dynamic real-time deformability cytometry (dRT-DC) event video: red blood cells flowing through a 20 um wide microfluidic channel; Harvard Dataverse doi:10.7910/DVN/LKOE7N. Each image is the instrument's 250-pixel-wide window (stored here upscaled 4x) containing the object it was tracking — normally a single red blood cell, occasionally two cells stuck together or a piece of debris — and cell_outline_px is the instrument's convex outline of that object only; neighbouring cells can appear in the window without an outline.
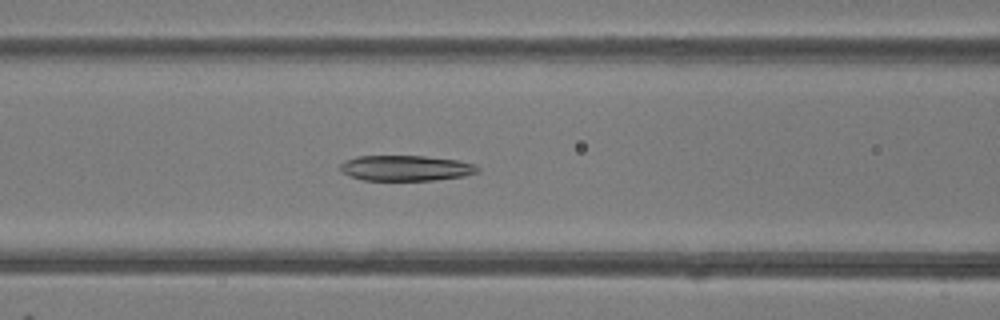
{"species": "common noctule bat (a hibernating species)", "species_latin": "Nyctalus noctula", "temperature_condition": "room temperature", "stored_images_in_passage": 39, "camera_frame_rate_fps": 3000, "um_per_image_px": 0.085, "animal": {"sex": "female"}, "frame": {"image": 1, "passage_image": 11, "time_ms": 3.333, "image_size_px": [1000, 320], "cell_outline_px": [[480, 172], [464, 176], [436, 180], [364, 180], [340, 172], [340, 164], [344, 160], [356, 156], [424, 156], [460, 160], [476, 164], [480, 168]], "centroid_in_image_um": [34.54, 14.28], "position_along_channel_um": 132.1, "area_um2": 20.63}}
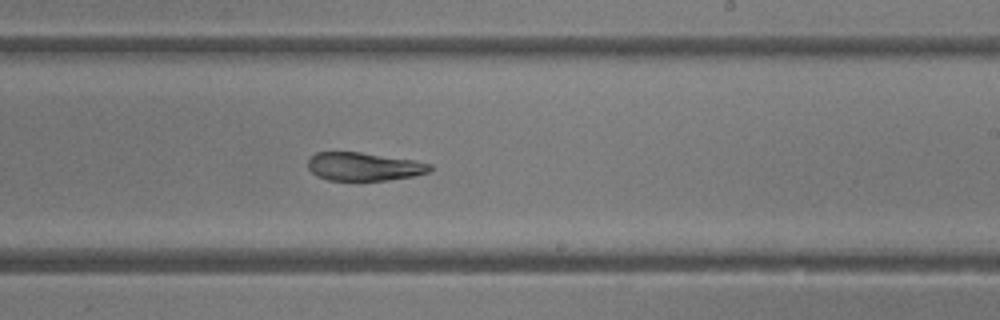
{"frame": {"image": 2, "passage_image": 20, "time_ms": 6.333, "image_size_px": [1000, 320], "cell_outline_px": [[432, 168], [428, 172], [416, 176], [388, 180], [328, 180], [316, 176], [308, 168], [308, 160], [316, 152], [360, 152], [412, 160], [432, 164]], "centroid_in_image_um": [30.93, 14.16], "position_along_channel_um": 258.1, "area_um2": 20.06}}
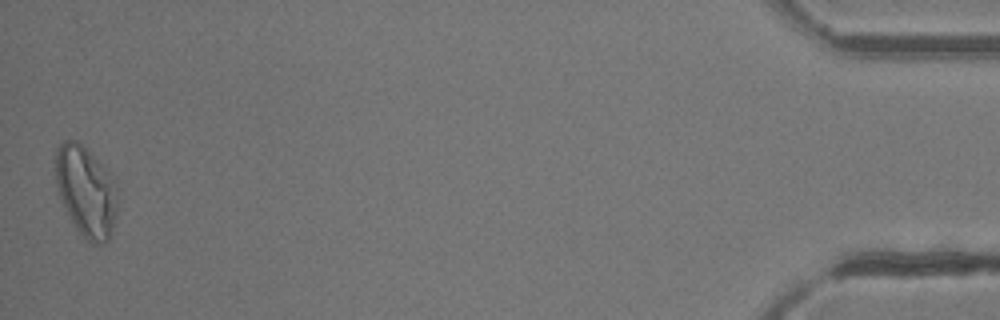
{"frame": {"image": 3, "passage_image": 39, "time_ms": 12.667, "image_size_px": [1000, 320], "cell_outline_px": [[116, 216], [112, 232], [108, 240], [100, 244], [92, 244], [76, 228], [60, 196], [56, 184], [56, 148], [64, 140], [76, 140], [112, 176], [116, 204]], "centroid_in_image_um": [7.3, 16.28], "position_along_channel_um": 427.9, "area_um2": 31.62}, "authors_computed_cell_mechanics": {"area_um2": 23.12, "velocity_mm_per_s": 4.21, "shape_relaxation_time_tau1_ms": null, "shape_relaxation_time_tau2_ms": 5.1024, "deformation_change_tau1": null, "deformation_change_tau2": 0.1673}}